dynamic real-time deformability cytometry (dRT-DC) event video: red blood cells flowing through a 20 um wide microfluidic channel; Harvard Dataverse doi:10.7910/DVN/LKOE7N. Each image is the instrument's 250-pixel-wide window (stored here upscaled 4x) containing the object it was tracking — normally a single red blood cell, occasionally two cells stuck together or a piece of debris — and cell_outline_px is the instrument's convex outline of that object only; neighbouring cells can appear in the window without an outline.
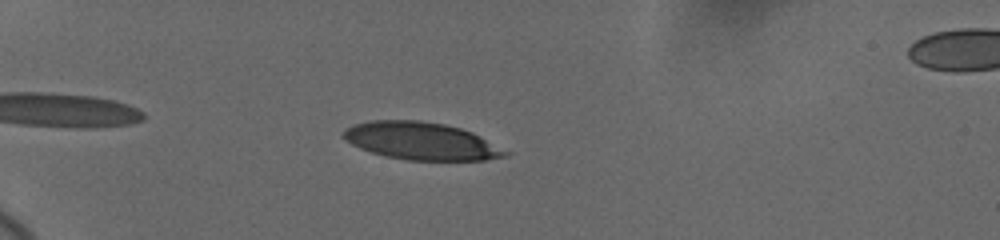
{"species": "human", "species_latin": "Homo sapiens", "temperature_condition": "cold", "stored_images_in_passage": 4, "camera_frame_rate_fps": 3000, "um_per_image_px": 0.085, "donor": {"sex": "female"}, "frame": {"image": 1, "passage_image": 2, "time_ms": 1.0, "image_size_px": [1000, 240], "cell_outline_px": [[512, 152], [508, 156], [484, 160], [408, 160], [384, 156], [360, 148], [344, 140], [340, 136], [344, 128], [352, 124], [372, 120], [420, 120], [444, 124], [460, 128], [472, 132]], "centroid_in_image_um": [35.78, 11.98], "position_along_channel_um": 49.2, "area_um2": 35.72}}
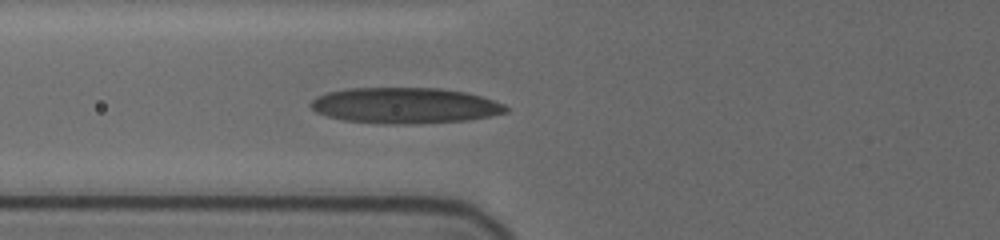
{"frame": {"image": 2, "passage_image": 4, "time_ms": 3.333, "image_size_px": [1000, 240], "cell_outline_px": [[508, 112], [468, 120], [408, 124], [384, 124], [344, 120], [328, 116], [316, 112], [308, 104], [316, 96], [328, 92], [348, 88], [440, 88], [464, 92], [480, 96], [504, 104], [508, 108]], "centroid_in_image_um": [34.39, 8.97], "position_along_channel_um": 91.4, "area_um2": 40.63}}